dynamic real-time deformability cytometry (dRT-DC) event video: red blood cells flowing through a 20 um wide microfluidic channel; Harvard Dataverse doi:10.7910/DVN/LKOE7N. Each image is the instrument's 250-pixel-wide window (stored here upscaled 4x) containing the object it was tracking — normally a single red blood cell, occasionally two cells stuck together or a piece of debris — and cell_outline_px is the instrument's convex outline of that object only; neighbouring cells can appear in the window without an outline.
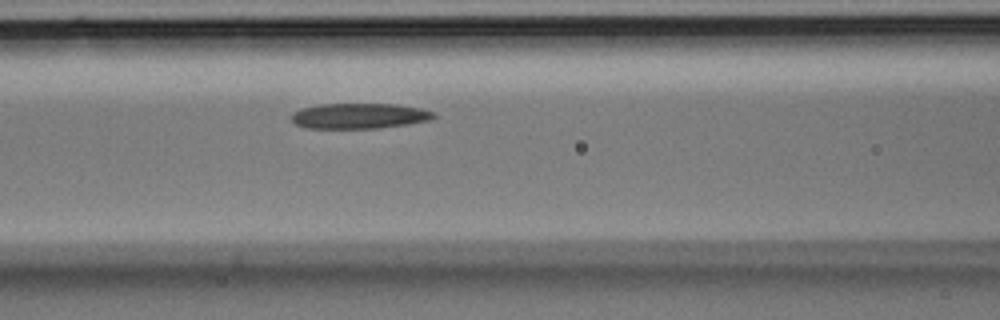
{"species": "Egyptian fruit bat (a non-hibernating species)", "species_latin": "Rousettus aegyptiacus", "temperature_condition": "room temperature", "stored_images_in_passage": 6, "camera_frame_rate_fps": 3000, "um_per_image_px": 0.085, "animal": {"sex": "male"}, "frame": {"image": 1, "passage_image": 6, "time_ms": 1.667, "image_size_px": [1000, 320], "cell_outline_px": [[436, 116], [428, 120], [408, 124], [380, 128], [308, 128], [296, 124], [292, 120], [292, 112], [300, 108], [320, 104], [396, 104], [420, 108], [432, 112]], "centroid_in_image_um": [30.51, 9.85], "position_along_channel_um": 136.1, "area_um2": 20.98}}